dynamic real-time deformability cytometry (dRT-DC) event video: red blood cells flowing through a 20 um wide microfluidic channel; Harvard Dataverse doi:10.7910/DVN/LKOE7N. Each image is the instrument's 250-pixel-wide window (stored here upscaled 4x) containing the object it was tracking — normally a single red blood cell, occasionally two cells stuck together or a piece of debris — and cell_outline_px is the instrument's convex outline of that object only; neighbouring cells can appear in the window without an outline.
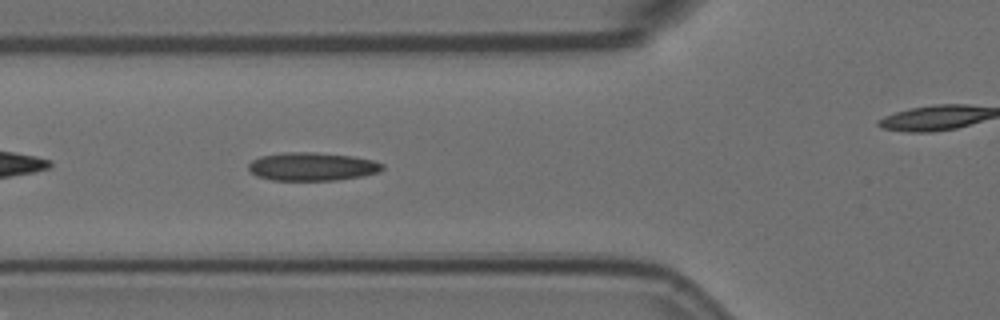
{"species": "Egyptian fruit bat (a non-hibernating species)", "species_latin": "Rousettus aegyptiacus", "temperature_condition": "room temperature", "stored_images_in_passage": 40, "camera_frame_rate_fps": 3000, "um_per_image_px": 0.085, "animal": {"sex": "female"}, "frame": {"image": 1, "passage_image": 7, "time_ms": 2.0, "image_size_px": [1000, 320], "cell_outline_px": [[384, 168], [380, 172], [364, 176], [336, 180], [272, 180], [256, 176], [248, 168], [248, 164], [252, 160], [260, 156], [284, 152], [316, 152], [352, 156], [372, 160], [384, 164]], "centroid_in_image_um": [26.54, 14.16], "position_along_channel_um": 99.3, "area_um2": 22.2}}
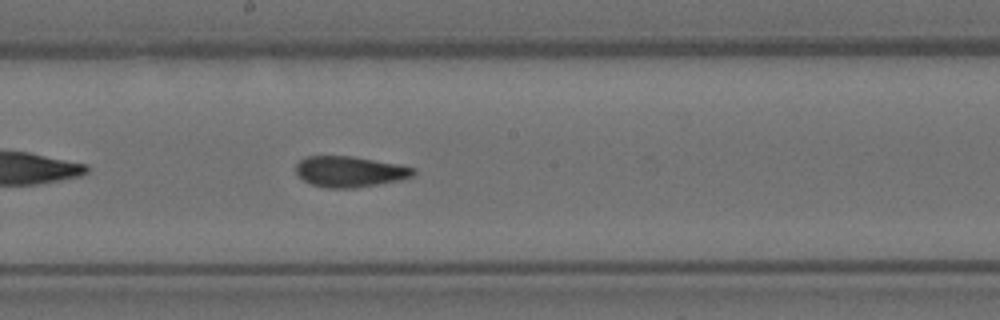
{"frame": {"image": 2, "passage_image": 17, "time_ms": 5.333, "image_size_px": [1000, 320], "cell_outline_px": [[416, 172], [412, 176], [400, 180], [352, 188], [324, 188], [312, 184], [304, 180], [296, 172], [296, 164], [304, 156], [352, 156], [400, 164], [416, 168]], "centroid_in_image_um": [29.74, 14.57], "position_along_channel_um": 218.5, "area_um2": 21.1}}
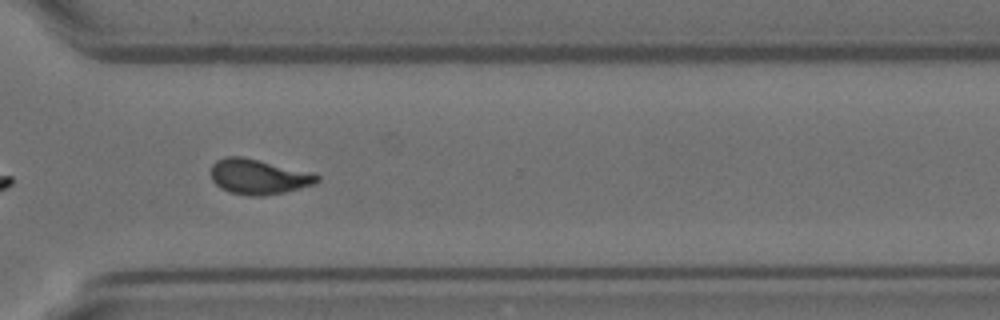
{"frame": {"image": 3, "passage_image": 28, "time_ms": 9.0, "image_size_px": [1000, 320], "cell_outline_px": [[320, 180], [316, 184], [284, 192], [264, 196], [248, 196], [228, 192], [220, 188], [212, 180], [212, 164], [216, 160], [228, 156], [240, 156], [312, 172], [320, 176]], "centroid_in_image_um": [21.99, 15.03], "position_along_channel_um": 348.6, "area_um2": 21.79}}